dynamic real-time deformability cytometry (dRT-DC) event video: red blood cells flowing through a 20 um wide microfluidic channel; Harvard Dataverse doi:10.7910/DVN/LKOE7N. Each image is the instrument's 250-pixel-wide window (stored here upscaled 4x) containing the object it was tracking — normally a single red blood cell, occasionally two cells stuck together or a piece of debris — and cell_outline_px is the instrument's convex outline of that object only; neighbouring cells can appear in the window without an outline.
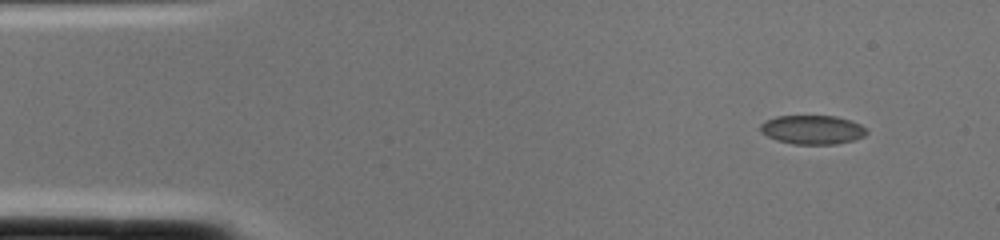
{"species": "common noctule bat (a hibernating species)", "species_latin": "Nyctalus noctula", "temperature_condition": "cold", "stored_images_in_passage": 1, "camera_frame_rate_fps": 3000, "um_per_image_px": 0.085, "animal": {"sex": "female", "body_mass_g": 22.0, "forearm_length_mm": 56.7}, "frame": {"image": 1, "passage_image": 1, "time_ms": 0.0, "image_size_px": [1000, 240], "cell_outline_px": [[868, 132], [864, 136], [856, 140], [836, 144], [792, 144], [776, 140], [760, 132], [760, 124], [764, 120], [776, 116], [836, 116], [852, 120], [868, 128]], "centroid_in_image_um": [69.08, 11.02], "position_along_channel_um": 15.9, "area_um2": 18.26}}